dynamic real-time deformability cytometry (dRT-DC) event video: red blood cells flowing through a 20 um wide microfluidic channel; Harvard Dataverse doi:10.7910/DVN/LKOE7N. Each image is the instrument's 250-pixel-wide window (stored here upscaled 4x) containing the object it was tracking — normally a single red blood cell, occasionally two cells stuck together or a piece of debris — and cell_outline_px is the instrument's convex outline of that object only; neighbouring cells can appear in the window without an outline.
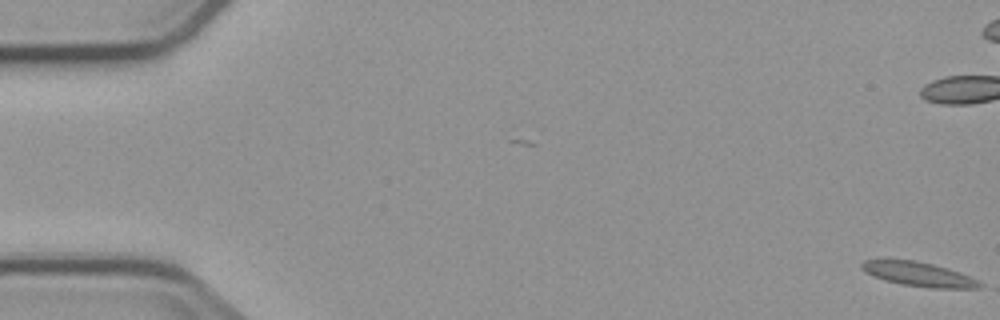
{"species": "common noctule bat (a hibernating species)", "species_latin": "Nyctalus noctula", "temperature_condition": "cold", "stored_images_in_passage": 5, "segment_of_instrument_passage": [2, 2], "camera_frame_rate_fps": 3000, "um_per_image_px": 0.085, "animal": {"sex": "male", "body_mass_g": 23.1, "forearm_length_mm": 52.7}, "frame": {"image": 1, "passage_image": 5, "time_ms": 4.667, "image_size_px": [1000, 320], "cell_outline_px": [[984, 284], [980, 288], [932, 288], [900, 284], [884, 280], [860, 268], [860, 264], [864, 260], [916, 260], [948, 268], [968, 276]], "centroid_in_image_um": [78.1, 23.31], "position_along_channel_um": 6.9, "area_um2": 16.42}}